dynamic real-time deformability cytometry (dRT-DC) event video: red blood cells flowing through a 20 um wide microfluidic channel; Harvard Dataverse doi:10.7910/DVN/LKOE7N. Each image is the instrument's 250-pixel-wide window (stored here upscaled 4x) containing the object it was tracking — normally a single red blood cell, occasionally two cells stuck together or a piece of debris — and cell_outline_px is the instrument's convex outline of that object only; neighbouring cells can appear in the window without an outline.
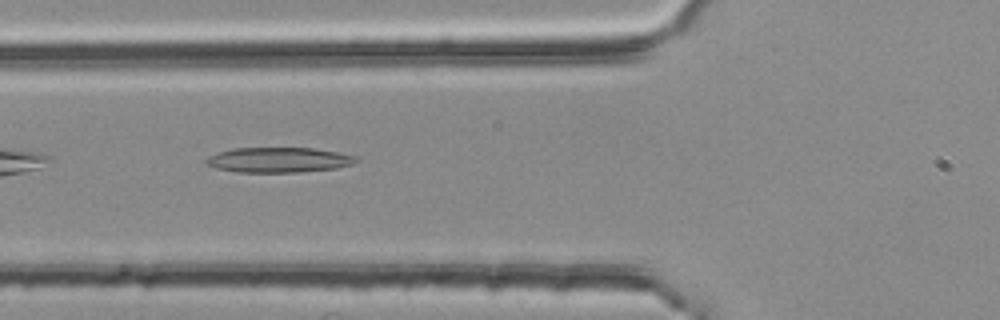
{"species": "common noctule bat (a hibernating species)", "species_latin": "Nyctalus noctula", "temperature_condition": "room temperature", "stored_images_in_passage": 3, "camera_frame_rate_fps": 3000, "um_per_image_px": 0.085, "animal": {"sex": "female", "body_mass_g": 25.1}, "frame": {"image": 1, "passage_image": 3, "time_ms": 0.667, "image_size_px": [1000, 320], "cell_outline_px": [[360, 160], [352, 164], [336, 168], [296, 172], [236, 172], [216, 168], [208, 164], [204, 160], [208, 156], [216, 152], [232, 148], [312, 148], [336, 152], [352, 156]], "centroid_in_image_um": [23.62, 13.59], "position_along_channel_um": 102.2, "area_um2": 21.79}}